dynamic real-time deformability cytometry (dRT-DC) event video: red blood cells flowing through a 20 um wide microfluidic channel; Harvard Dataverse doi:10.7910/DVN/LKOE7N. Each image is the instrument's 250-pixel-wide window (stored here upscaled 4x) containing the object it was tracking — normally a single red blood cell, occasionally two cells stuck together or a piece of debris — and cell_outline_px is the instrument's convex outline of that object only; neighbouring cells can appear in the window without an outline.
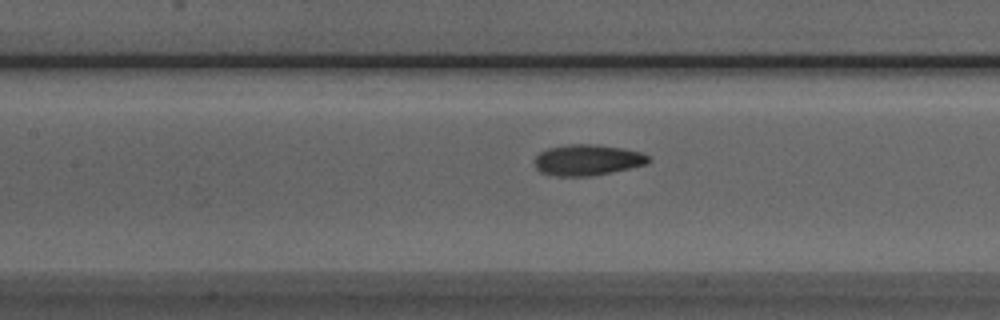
{"species": "Egyptian fruit bat (a non-hibernating species)", "species_latin": "Rousettus aegyptiacus", "temperature_condition": "room temperature", "stored_images_in_passage": 34, "camera_frame_rate_fps": 3000, "um_per_image_px": 0.085, "animal": {"sex": "male"}, "frame": {"image": 1, "passage_image": 7, "time_ms": 2.0, "image_size_px": [1000, 320], "cell_outline_px": [[652, 160], [648, 164], [588, 176], [556, 176], [540, 172], [536, 168], [536, 156], [540, 152], [548, 148], [568, 144], [592, 144], [624, 148], [640, 152], [652, 156]], "centroid_in_image_um": [49.96, 13.59], "position_along_channel_um": 157.4, "area_um2": 20.46}}
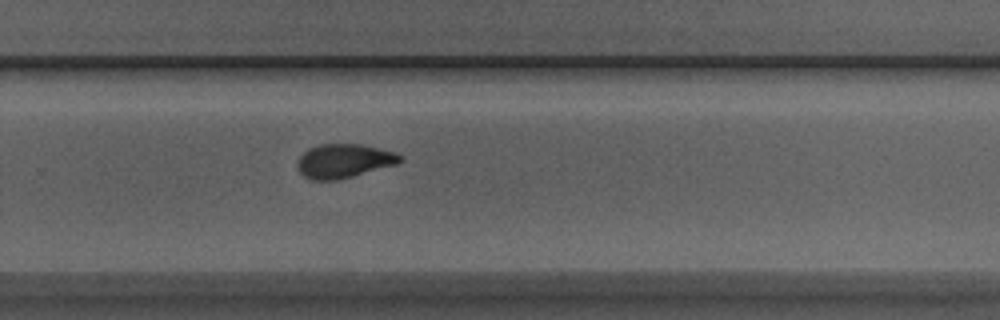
{"frame": {"image": 2, "passage_image": 18, "time_ms": 5.667, "image_size_px": [1000, 320], "cell_outline_px": [[404, 160], [400, 164], [336, 180], [312, 180], [304, 176], [300, 172], [296, 164], [300, 156], [308, 148], [320, 144], [360, 144], [380, 148], [396, 152], [404, 156]], "centroid_in_image_um": [29.29, 13.67], "position_along_channel_um": 300.5, "area_um2": 20.58}}
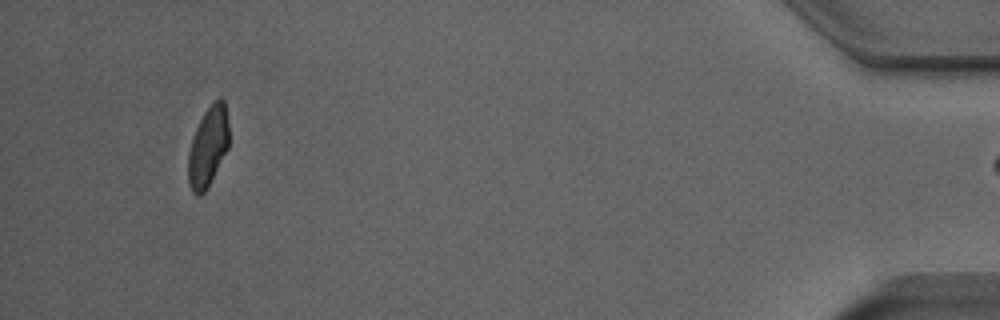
{"frame": {"image": 3, "passage_image": 33, "time_ms": 10.667, "image_size_px": [1000, 320], "cell_outline_px": [[228, 148], [204, 192], [200, 196], [196, 196], [192, 192], [188, 184], [188, 152], [196, 128], [204, 112], [220, 96], [224, 100], [228, 124]], "centroid_in_image_um": [17.67, 12.48], "position_along_channel_um": 417.5, "area_um2": 18.67}}